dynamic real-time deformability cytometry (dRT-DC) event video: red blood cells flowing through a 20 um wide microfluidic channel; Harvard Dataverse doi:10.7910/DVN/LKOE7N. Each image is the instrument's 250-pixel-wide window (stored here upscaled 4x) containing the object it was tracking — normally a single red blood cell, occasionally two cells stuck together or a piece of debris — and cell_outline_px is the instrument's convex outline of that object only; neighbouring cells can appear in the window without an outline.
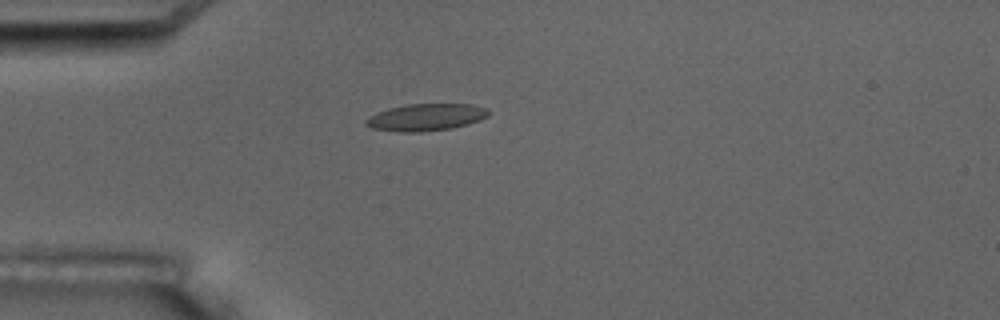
{"species": "common noctule bat (a hibernating species)", "species_latin": "Nyctalus noctula", "temperature_condition": "room temperature", "stored_images_in_passage": 7, "camera_frame_rate_fps": 3000, "um_per_image_px": 0.085, "animal": {"sex": "male", "body_mass_g": 17.5, "forearm_length_mm": 52.3}, "frame": {"image": 1, "passage_image": 4, "time_ms": 3.333, "image_size_px": [1000, 320], "cell_outline_px": [[488, 116], [480, 120], [468, 124], [452, 128], [420, 132], [400, 132], [372, 128], [364, 124], [364, 120], [368, 116], [376, 112], [388, 108], [408, 104], [472, 104], [488, 108]], "centroid_in_image_um": [36.18, 9.96], "position_along_channel_um": 48.8, "area_um2": 19.48}}